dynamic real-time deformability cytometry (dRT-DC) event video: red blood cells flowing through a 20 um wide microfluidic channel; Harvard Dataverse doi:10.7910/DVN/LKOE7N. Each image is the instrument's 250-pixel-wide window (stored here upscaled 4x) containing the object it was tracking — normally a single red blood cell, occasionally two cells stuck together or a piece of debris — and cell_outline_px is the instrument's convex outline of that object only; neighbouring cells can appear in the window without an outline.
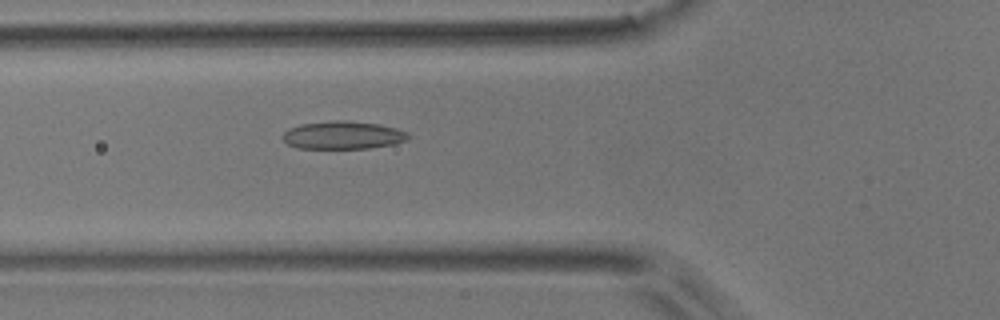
{"species": "common noctule bat (a hibernating species)", "species_latin": "Nyctalus noctula", "temperature_condition": "room temperature", "stored_images_in_passage": 40, "camera_frame_rate_fps": 3000, "um_per_image_px": 0.085, "animal": {"sex": "male", "body_mass_g": 17.9}, "frame": {"image": 1, "passage_image": 10, "time_ms": 3.0, "image_size_px": [1000, 320], "cell_outline_px": [[412, 136], [408, 140], [392, 144], [368, 148], [296, 148], [288, 144], [280, 136], [288, 128], [300, 124], [340, 120], [348, 120], [380, 124], [396, 128], [408, 132]], "centroid_in_image_um": [29.16, 11.48], "position_along_channel_um": 96.6, "area_um2": 20.58}}
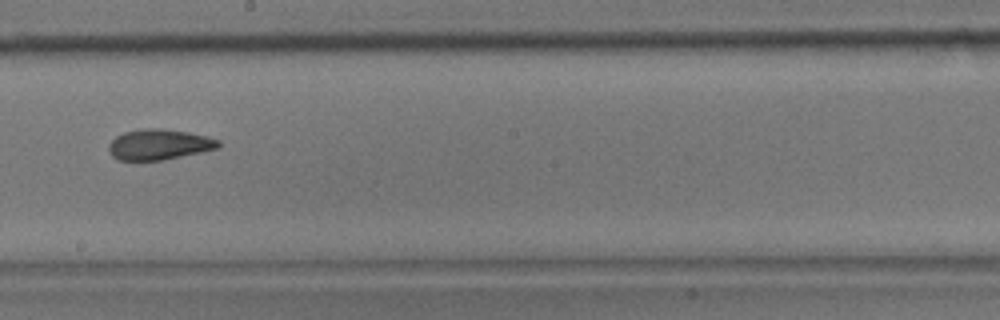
{"frame": {"image": 2, "passage_image": 21, "time_ms": 6.667, "image_size_px": [1000, 320], "cell_outline_px": [[220, 144], [216, 148], [200, 152], [160, 160], [116, 160], [112, 156], [108, 148], [108, 144], [116, 136], [124, 132], [144, 128], [160, 128], [188, 132], [220, 140]], "centroid_in_image_um": [13.47, 12.27], "position_along_channel_um": 234.7, "area_um2": 19.31}}
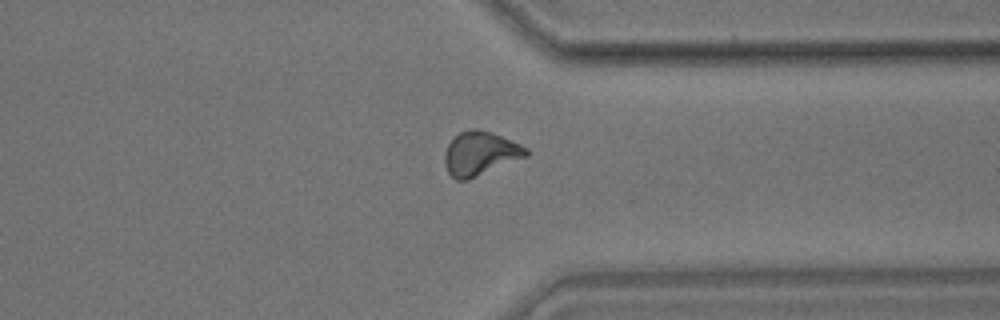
{"frame": {"image": 3, "passage_image": 32, "time_ms": 10.333, "image_size_px": [1000, 320], "cell_outline_px": [[528, 156], [468, 180], [456, 180], [448, 172], [444, 164], [444, 152], [448, 144], [460, 132], [476, 128], [492, 132], [520, 144], [528, 148]], "centroid_in_image_um": [40.81, 13.05], "position_along_channel_um": 370.6, "area_um2": 20.81}, "authors_computed_cell_mechanics": {"area_um2": 19.7676, "velocity_mm_per_s": 3.7483, "shape_relaxation_time_tau1_ms": null, "shape_relaxation_time_tau2_ms": 2.3562, "deformation_change_tau1": null, "deformation_change_tau2": 0.0792}}